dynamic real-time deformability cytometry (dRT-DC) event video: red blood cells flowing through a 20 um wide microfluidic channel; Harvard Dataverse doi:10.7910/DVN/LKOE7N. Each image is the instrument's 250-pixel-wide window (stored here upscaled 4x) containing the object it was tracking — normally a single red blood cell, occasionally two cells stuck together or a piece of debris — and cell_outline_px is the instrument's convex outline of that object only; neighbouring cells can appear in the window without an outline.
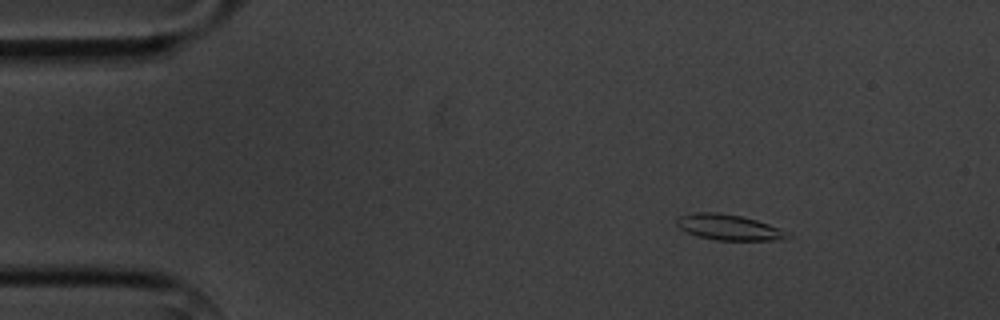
{"species": "common noctule bat (a hibernating species)", "species_latin": "Nyctalus noctula", "temperature_condition": "cold", "stored_images_in_passage": 4, "camera_frame_rate_fps": 3000, "um_per_image_px": 0.085, "animal": {"sex": "male", "body_mass_g": 20.1, "forearm_length_mm": 53.5}, "frame": {"image": 1, "passage_image": 2, "time_ms": 1.0, "image_size_px": [1000, 320], "cell_outline_px": [[792, 236], [780, 240], [716, 240], [696, 236], [680, 228], [676, 224], [676, 220], [680, 216], [692, 212], [716, 212], [740, 216], [756, 220], [780, 228], [788, 232]], "centroid_in_image_um": [61.95, 19.32], "position_along_channel_um": 23.1, "area_um2": 16.53}}